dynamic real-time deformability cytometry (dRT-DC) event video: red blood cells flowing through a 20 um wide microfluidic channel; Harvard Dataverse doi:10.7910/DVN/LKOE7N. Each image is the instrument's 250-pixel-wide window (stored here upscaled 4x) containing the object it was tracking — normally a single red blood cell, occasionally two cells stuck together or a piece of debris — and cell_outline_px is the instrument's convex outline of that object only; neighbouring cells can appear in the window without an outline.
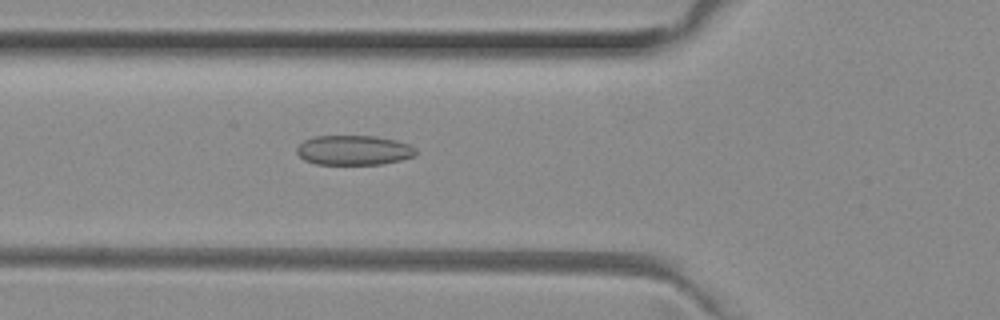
{"species": "common noctule bat (a hibernating species)", "species_latin": "Nyctalus noctula", "temperature_condition": "room temperature", "stored_images_in_passage": 51, "camera_frame_rate_fps": 3000, "um_per_image_px": 0.085, "animal": {"sex": "female", "body_mass_g": 29.2, "forearm_length_mm": 56.3}, "frame": {"image": 1, "passage_image": 18, "time_ms": 5.667, "image_size_px": [1000, 320], "cell_outline_px": [[416, 156], [400, 160], [380, 164], [316, 164], [304, 160], [296, 152], [296, 148], [304, 140], [316, 136], [376, 136], [396, 140], [408, 144], [416, 148]], "centroid_in_image_um": [30.08, 12.76], "position_along_channel_um": 95.7, "area_um2": 20.63}}
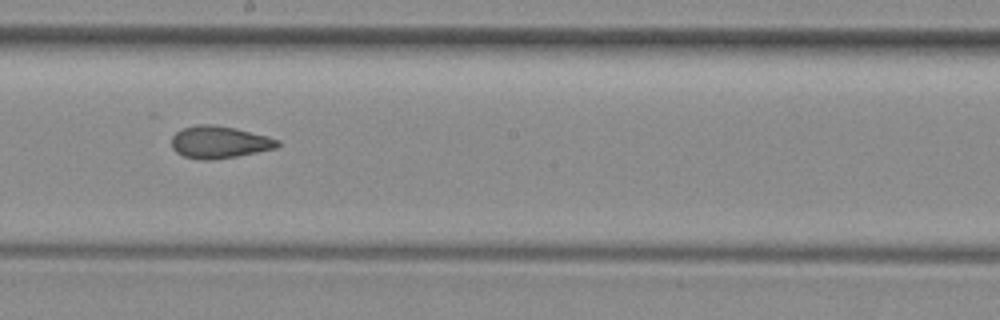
{"frame": {"image": 2, "passage_image": 28, "time_ms": 9.0, "image_size_px": [1000, 320], "cell_outline_px": [[280, 144], [276, 148], [236, 156], [208, 160], [200, 160], [184, 156], [176, 152], [172, 148], [172, 136], [176, 132], [184, 128], [196, 124], [212, 124], [236, 128], [268, 136], [280, 140]], "centroid_in_image_um": [18.64, 12.07], "position_along_channel_um": 229.6, "area_um2": 19.88}}
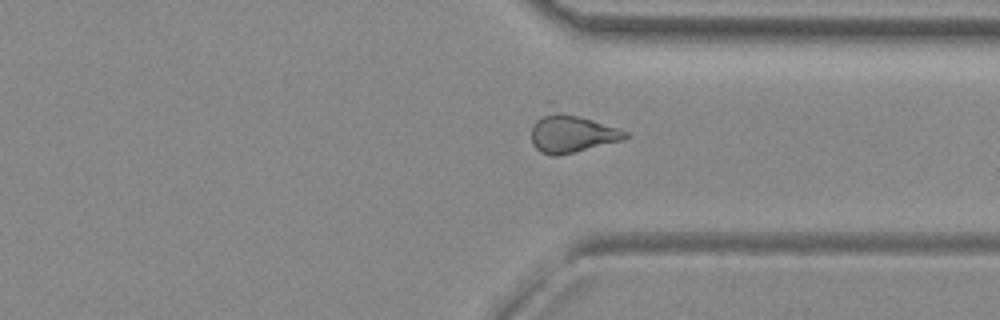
{"frame": {"image": 3, "passage_image": 38, "time_ms": 12.333, "image_size_px": [1000, 320], "cell_outline_px": [[628, 136], [624, 140], [556, 156], [552, 156], [540, 152], [532, 144], [532, 124], [536, 120], [544, 116], [560, 112], [580, 116], [628, 132]], "centroid_in_image_um": [48.6, 11.39], "position_along_channel_um": 362.8, "area_um2": 20.11}, "authors_computed_cell_mechanics": {"area_um2": 20.6924, "velocity_mm_per_s": 4.0087, "shape_relaxation_time_tau1_ms": null, "shape_relaxation_time_tau2_ms": 3.2382, "deformation_change_tau1": null, "deformation_change_tau2": 0.1023}}